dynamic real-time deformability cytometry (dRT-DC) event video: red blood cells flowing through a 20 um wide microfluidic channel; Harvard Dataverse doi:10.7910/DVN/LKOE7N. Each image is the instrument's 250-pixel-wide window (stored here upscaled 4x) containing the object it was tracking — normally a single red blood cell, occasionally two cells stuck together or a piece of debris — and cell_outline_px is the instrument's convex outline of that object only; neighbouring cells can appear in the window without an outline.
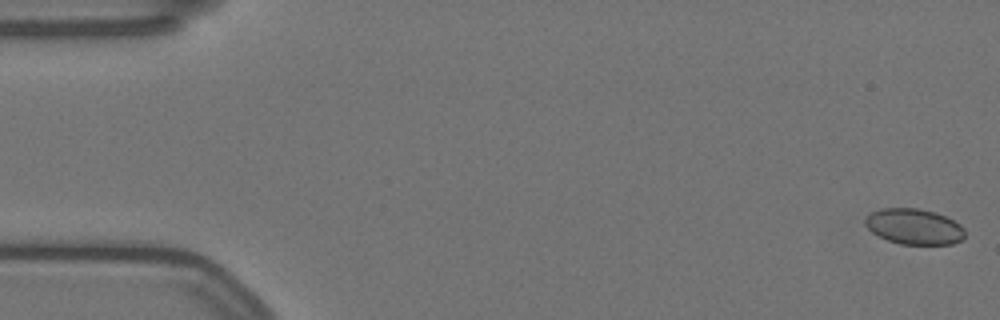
{"species": "Egyptian fruit bat (a non-hibernating species)", "species_latin": "Rousettus aegyptiacus", "temperature_condition": "warm", "stored_images_in_passage": 58, "camera_frame_rate_fps": 3000, "um_per_image_px": 0.085, "animal": {"sex": "female"}, "frame": {"image": 1, "passage_image": 1, "time_ms": 0.0, "image_size_px": [1000, 320], "cell_outline_px": [[964, 240], [952, 244], [900, 244], [888, 240], [872, 232], [864, 224], [864, 220], [872, 212], [880, 208], [920, 208], [936, 212], [960, 224], [964, 228]], "centroid_in_image_um": [77.71, 19.25], "position_along_channel_um": 7.3, "area_um2": 20.75}}
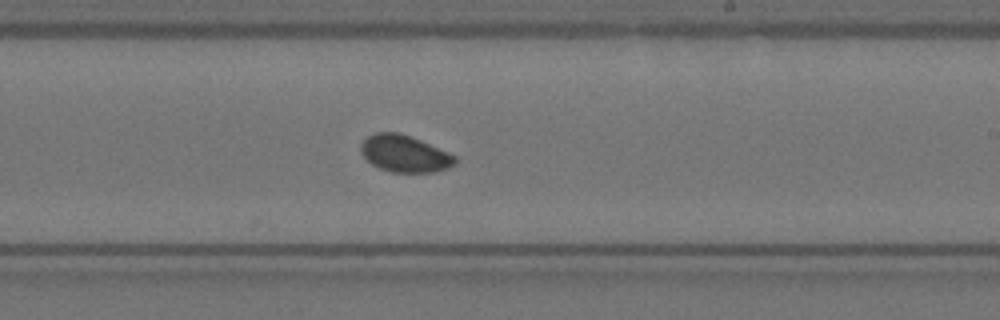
{"frame": {"image": 2, "passage_image": 34, "time_ms": 11.0, "image_size_px": [1000, 320], "cell_outline_px": [[456, 164], [448, 168], [436, 172], [392, 172], [380, 168], [372, 164], [360, 152], [360, 144], [368, 136], [376, 132], [400, 132], [420, 140], [448, 152], [456, 156]], "centroid_in_image_um": [34.4, 13.06], "position_along_channel_um": 254.6, "area_um2": 20.23}}
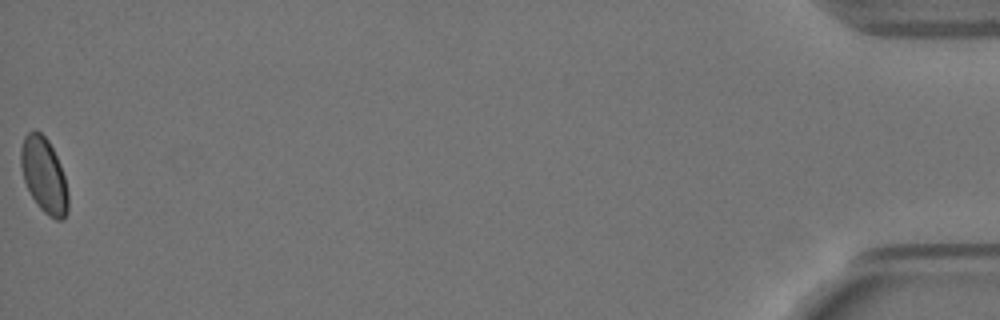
{"frame": {"image": 3, "passage_image": 58, "time_ms": 19.0, "image_size_px": [1000, 320], "cell_outline_px": [[68, 212], [64, 220], [56, 220], [48, 216], [36, 204], [24, 180], [20, 164], [20, 148], [24, 136], [32, 128], [36, 128], [48, 140], [60, 164], [64, 176], [68, 192]], "centroid_in_image_um": [3.73, 14.89], "position_along_channel_um": 431.5, "area_um2": 20.92}, "authors_computed_cell_mechanics": {"area_um2": 20.519, "velocity_mm_per_s": 3.4855, "shape_relaxation_time_tau1_ms": 3.8181, "shape_relaxation_time_tau2_ms": 6.2485, "deformation_change_tau1": 0.0374, "deformation_change_tau2": 0.0529}}